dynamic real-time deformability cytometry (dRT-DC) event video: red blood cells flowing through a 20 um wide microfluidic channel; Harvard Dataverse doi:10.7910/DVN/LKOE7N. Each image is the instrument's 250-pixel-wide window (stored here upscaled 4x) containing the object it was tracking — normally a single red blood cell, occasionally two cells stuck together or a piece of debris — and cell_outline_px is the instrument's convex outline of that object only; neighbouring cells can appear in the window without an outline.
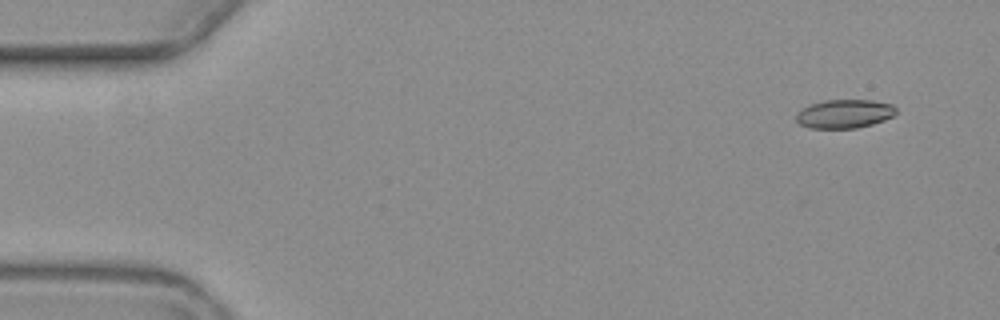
{"species": "common noctule bat (a hibernating species)", "species_latin": "Nyctalus noctula", "temperature_condition": "warm", "stored_images_in_passage": 9, "camera_frame_rate_fps": 3000, "um_per_image_px": 0.085, "animal": {"sex": "female", "body_mass_g": 19.3, "forearm_length_mm": 54.1}, "frame": {"image": 1, "passage_image": 1, "time_ms": 0.0, "image_size_px": [1000, 320], "cell_outline_px": [[896, 112], [892, 116], [884, 120], [872, 124], [856, 128], [808, 128], [800, 124], [796, 120], [796, 112], [812, 104], [824, 100], [872, 100], [892, 104], [896, 108]], "centroid_in_image_um": [71.77, 9.67], "position_along_channel_um": 13.2, "area_um2": 16.65}}
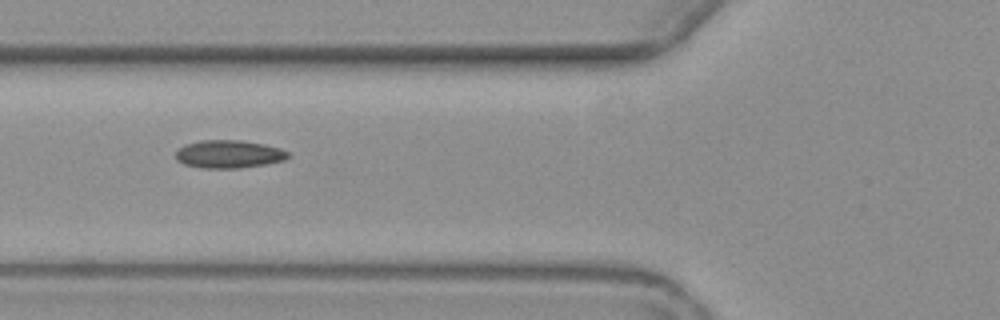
{"frame": {"image": 2, "passage_image": 6, "time_ms": 6.0, "image_size_px": [1000, 320], "cell_outline_px": [[288, 156], [284, 160], [264, 164], [240, 168], [200, 168], [184, 164], [176, 160], [176, 152], [184, 144], [200, 140], [240, 140], [264, 144], [280, 148], [288, 152]], "centroid_in_image_um": [19.41, 13.1], "position_along_channel_um": 106.4, "area_um2": 18.26}}
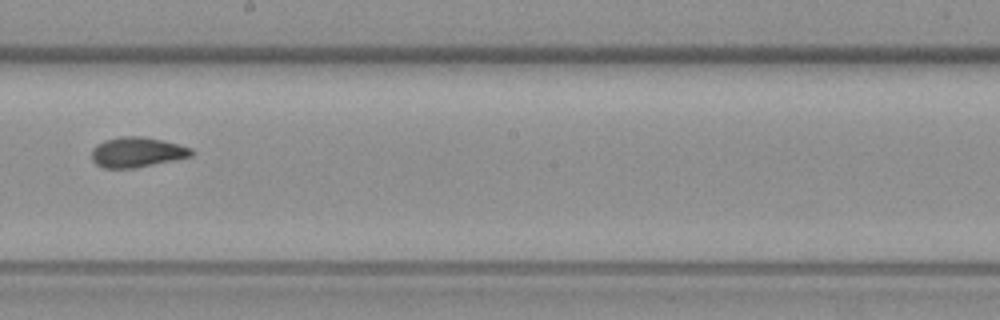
{"frame": {"image": 3, "passage_image": 9, "time_ms": 9.667, "image_size_px": [1000, 320], "cell_outline_px": [[196, 152], [192, 156], [136, 168], [104, 168], [96, 164], [92, 160], [92, 148], [96, 144], [104, 140], [120, 136], [144, 136], [180, 144], [192, 148]], "centroid_in_image_um": [11.66, 12.93], "position_along_channel_um": 236.5, "area_um2": 17.74}}